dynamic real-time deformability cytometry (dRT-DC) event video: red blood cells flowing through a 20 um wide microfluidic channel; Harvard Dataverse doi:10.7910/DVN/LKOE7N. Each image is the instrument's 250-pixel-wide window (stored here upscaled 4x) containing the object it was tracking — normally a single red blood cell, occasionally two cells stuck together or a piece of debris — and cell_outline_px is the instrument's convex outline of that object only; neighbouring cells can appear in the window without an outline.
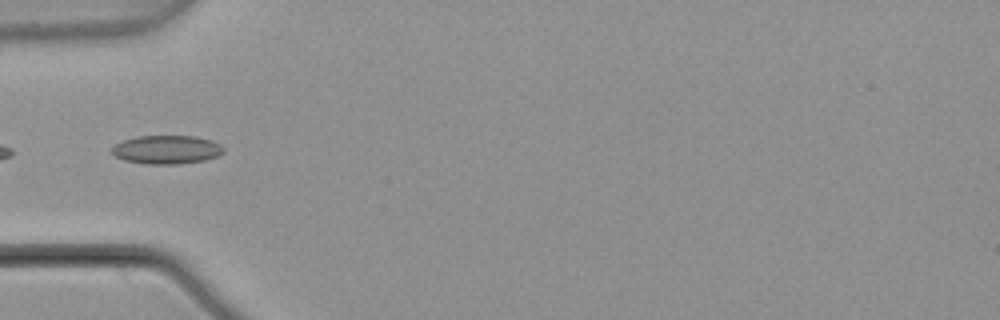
{"species": "common noctule bat (a hibernating species)", "species_latin": "Nyctalus noctula", "temperature_condition": "warm", "stored_images_in_passage": 5, "segment_of_instrument_passage": [2, 2], "camera_frame_rate_fps": 3000, "um_per_image_px": 0.085, "animal": {"sex": "male", "body_mass_g": 21.5, "forearm_length_mm": 52.0}, "frame": {"image": 1, "passage_image": 5, "time_ms": 1.333, "image_size_px": [1000, 320], "cell_outline_px": [[224, 152], [216, 156], [204, 160], [180, 164], [144, 164], [124, 160], [116, 156], [112, 152], [112, 148], [116, 144], [124, 140], [140, 136], [196, 136], [220, 144], [224, 148]], "centroid_in_image_um": [14.17, 12.72], "position_along_channel_um": 70.8, "area_um2": 18.44}}